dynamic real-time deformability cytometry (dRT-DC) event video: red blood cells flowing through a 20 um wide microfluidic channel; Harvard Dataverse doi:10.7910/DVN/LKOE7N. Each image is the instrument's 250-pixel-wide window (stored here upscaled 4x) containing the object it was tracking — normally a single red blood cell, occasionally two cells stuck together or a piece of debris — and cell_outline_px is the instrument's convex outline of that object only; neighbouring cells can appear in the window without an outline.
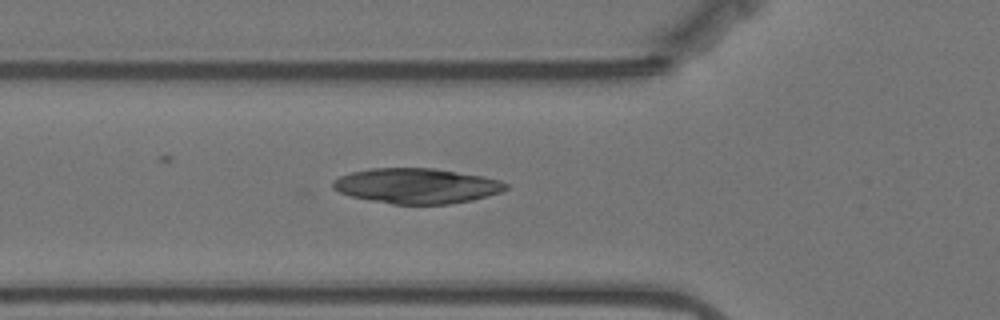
{"species": "Egyptian fruit bat (a non-hibernating species)", "species_latin": "Rousettus aegyptiacus", "temperature_condition": "warm", "stored_images_in_passage": 36, "camera_frame_rate_fps": 3000, "um_per_image_px": 0.085, "animal": {"sex": "female"}, "frame": {"image": 1, "passage_image": 7, "time_ms": 2.0, "image_size_px": [1000, 320], "cell_outline_px": [[508, 188], [500, 192], [472, 200], [448, 204], [392, 204], [352, 196], [340, 192], [332, 188], [332, 180], [340, 176], [352, 172], [368, 168], [432, 168], [484, 176], [500, 180], [508, 184]], "centroid_in_image_um": [35.42, 15.79], "position_along_channel_um": 90.4, "area_um2": 35.37}}
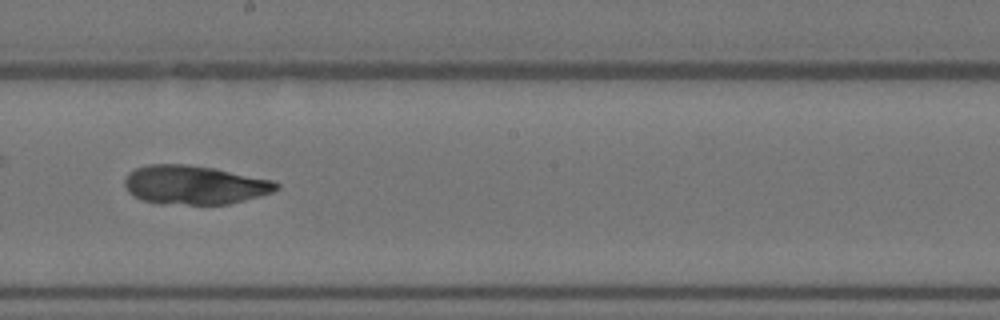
{"frame": {"image": 2, "passage_image": 19, "time_ms": 6.0, "image_size_px": [1000, 320], "cell_outline_px": [[280, 188], [272, 192], [244, 200], [228, 204], [160, 204], [140, 200], [128, 192], [124, 184], [124, 180], [128, 172], [136, 168], [148, 164], [184, 164], [212, 168], [272, 180], [280, 184]], "centroid_in_image_um": [16.48, 15.72], "position_along_channel_um": 231.7, "area_um2": 34.33}}
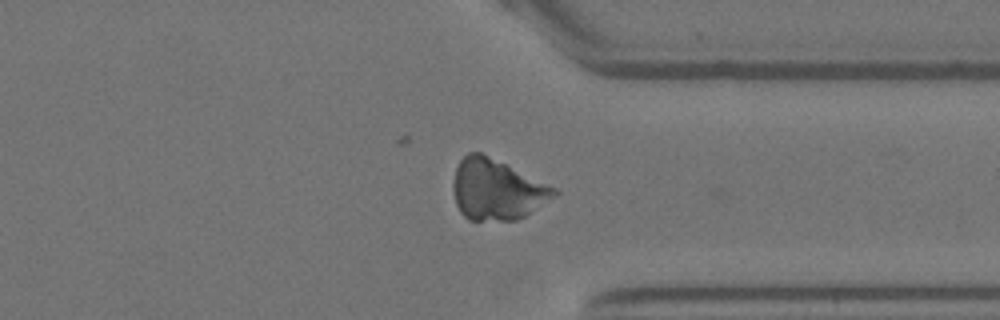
{"frame": {"image": 3, "passage_image": 31, "time_ms": 10.0, "image_size_px": [1000, 320], "cell_outline_px": [[560, 192], [556, 196], [524, 216], [516, 220], [468, 220], [460, 212], [456, 204], [452, 192], [452, 184], [456, 168], [460, 160], [468, 152], [480, 152], [556, 188]], "centroid_in_image_um": [42.19, 16.12], "position_along_channel_um": 369.2, "area_um2": 35.49}}